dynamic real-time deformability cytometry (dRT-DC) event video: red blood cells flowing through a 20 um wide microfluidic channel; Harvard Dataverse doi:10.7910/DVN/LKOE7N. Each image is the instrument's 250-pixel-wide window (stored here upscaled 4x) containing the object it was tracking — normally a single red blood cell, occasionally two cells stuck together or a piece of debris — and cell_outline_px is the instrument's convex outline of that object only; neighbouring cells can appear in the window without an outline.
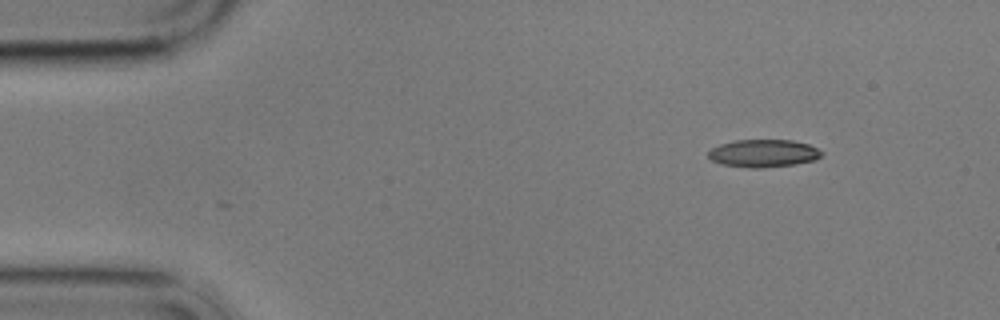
{"species": "common noctule bat (a hibernating species)", "species_latin": "Nyctalus noctula", "temperature_condition": "cold", "stored_images_in_passage": 51, "camera_frame_rate_fps": 3000, "um_per_image_px": 0.085, "animal": {"sex": "male", "body_mass_g": 17.9}, "frame": {"image": 1, "passage_image": 1, "time_ms": 0.0, "image_size_px": [1000, 320], "cell_outline_px": [[824, 152], [816, 160], [796, 164], [760, 168], [748, 168], [720, 164], [712, 160], [708, 156], [708, 152], [712, 148], [720, 144], [736, 140], [792, 140], [808, 144]], "centroid_in_image_um": [64.89, 13.04], "position_along_channel_um": 20.1, "area_um2": 18.32}}
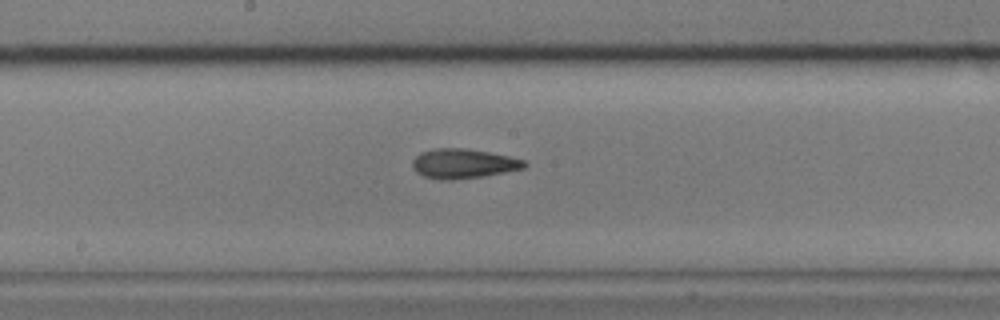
{"frame": {"image": 2, "passage_image": 24, "time_ms": 7.667, "image_size_px": [1000, 320], "cell_outline_px": [[528, 164], [524, 168], [484, 176], [452, 180], [440, 180], [424, 176], [416, 172], [412, 168], [412, 160], [420, 152], [432, 148], [464, 148], [488, 152], [508, 156], [524, 160]], "centroid_in_image_um": [39.34, 13.91], "position_along_channel_um": 208.9, "area_um2": 19.36}}
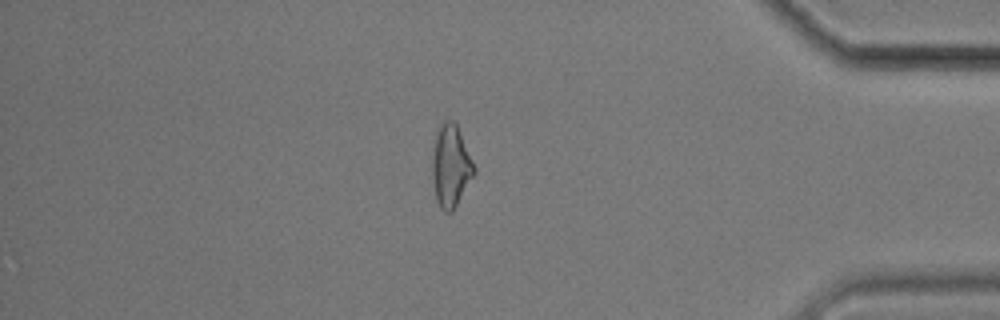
{"frame": {"image": 3, "passage_image": 43, "time_ms": 14.0, "image_size_px": [1000, 320], "cell_outline_px": [[476, 172], [452, 212], [444, 212], [440, 208], [436, 200], [432, 180], [432, 148], [436, 132], [440, 120], [452, 120], [456, 124], [460, 132], [476, 168]], "centroid_in_image_um": [38.29, 14.08], "position_along_channel_um": 396.9, "area_um2": 20.35}, "authors_computed_cell_mechanics": {"area_um2": 19.2474, "velocity_mm_per_s": 3.4919, "shape_relaxation_time_tau1_ms": 5.4507, "shape_relaxation_time_tau2_ms": 3.4038, "deformation_change_tau1": 0.1558, "deformation_change_tau2": 0.1191}}